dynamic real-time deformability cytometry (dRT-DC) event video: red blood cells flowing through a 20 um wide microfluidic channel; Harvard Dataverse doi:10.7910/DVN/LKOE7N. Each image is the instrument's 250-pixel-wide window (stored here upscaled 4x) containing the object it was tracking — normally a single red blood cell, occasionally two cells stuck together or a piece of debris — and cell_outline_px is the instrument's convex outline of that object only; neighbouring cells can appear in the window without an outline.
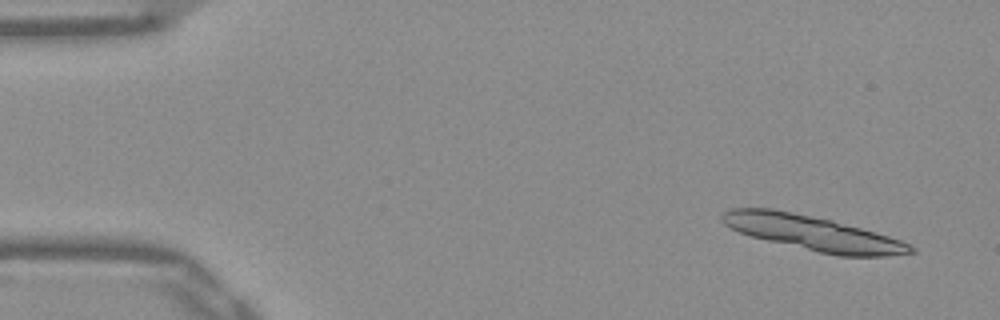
{"species": "Egyptian fruit bat (a non-hibernating species)", "species_latin": "Rousettus aegyptiacus", "temperature_condition": "warm", "stored_images_in_passage": 13, "camera_frame_rate_fps": 3000, "um_per_image_px": 0.085, "frame": {"image": 1, "passage_image": 3, "time_ms": 0.667, "image_size_px": [1000, 320], "cell_outline_px": [[916, 252], [884, 256], [840, 256], [820, 252], [768, 240], [752, 236], [740, 232], [724, 224], [720, 220], [720, 216], [724, 212], [732, 208], [772, 208], [832, 220], [888, 236], [900, 240], [916, 248]], "centroid_in_image_um": [69.07, 19.8], "position_along_channel_um": 15.9, "area_um2": 37.51}}